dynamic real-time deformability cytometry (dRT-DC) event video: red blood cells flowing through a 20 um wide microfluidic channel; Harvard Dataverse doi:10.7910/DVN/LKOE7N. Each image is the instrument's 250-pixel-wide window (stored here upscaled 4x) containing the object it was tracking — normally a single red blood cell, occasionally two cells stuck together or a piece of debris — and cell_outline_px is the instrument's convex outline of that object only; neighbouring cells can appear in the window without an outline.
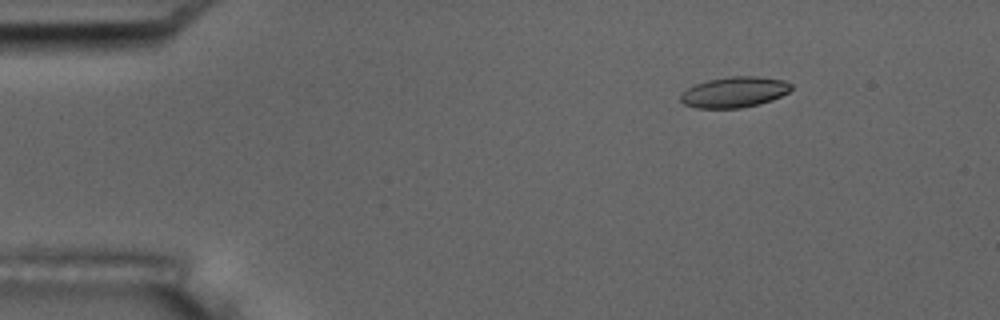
{"species": "common noctule bat (a hibernating species)", "species_latin": "Nyctalus noctula", "temperature_condition": "room temperature", "stored_images_in_passage": 23, "camera_frame_rate_fps": 3000, "um_per_image_px": 0.085, "animal": {"sex": "male", "body_mass_g": 17.5, "forearm_length_mm": 52.3}, "frame": {"image": 1, "passage_image": 8, "time_ms": 2.333, "image_size_px": [1000, 320], "cell_outline_px": [[792, 88], [788, 92], [772, 100], [760, 104], [740, 108], [696, 108], [684, 104], [680, 100], [680, 92], [696, 84], [708, 80], [732, 76], [756, 76], [784, 80], [792, 84]], "centroid_in_image_um": [62.41, 7.83], "position_along_channel_um": 22.6, "area_um2": 19.83}}